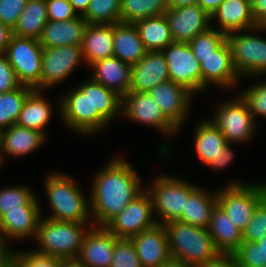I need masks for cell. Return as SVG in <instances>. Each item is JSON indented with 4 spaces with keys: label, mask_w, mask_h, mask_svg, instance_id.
<instances>
[{
    "label": "cell",
    "mask_w": 266,
    "mask_h": 267,
    "mask_svg": "<svg viewBox=\"0 0 266 267\" xmlns=\"http://www.w3.org/2000/svg\"><path fill=\"white\" fill-rule=\"evenodd\" d=\"M252 81L255 84H250L242 91L239 90L238 93L247 102L250 113L258 123L259 117L266 119V79L265 77H254Z\"/></svg>",
    "instance_id": "38"
},
{
    "label": "cell",
    "mask_w": 266,
    "mask_h": 267,
    "mask_svg": "<svg viewBox=\"0 0 266 267\" xmlns=\"http://www.w3.org/2000/svg\"><path fill=\"white\" fill-rule=\"evenodd\" d=\"M91 182L90 213L94 226L99 227H105L145 189L135 166L120 154L108 159Z\"/></svg>",
    "instance_id": "1"
},
{
    "label": "cell",
    "mask_w": 266,
    "mask_h": 267,
    "mask_svg": "<svg viewBox=\"0 0 266 267\" xmlns=\"http://www.w3.org/2000/svg\"><path fill=\"white\" fill-rule=\"evenodd\" d=\"M4 164H6V163H4L3 158H2V155H1V153H0V171H1V168H2L3 166H5Z\"/></svg>",
    "instance_id": "60"
},
{
    "label": "cell",
    "mask_w": 266,
    "mask_h": 267,
    "mask_svg": "<svg viewBox=\"0 0 266 267\" xmlns=\"http://www.w3.org/2000/svg\"><path fill=\"white\" fill-rule=\"evenodd\" d=\"M110 267H142L131 239H116Z\"/></svg>",
    "instance_id": "43"
},
{
    "label": "cell",
    "mask_w": 266,
    "mask_h": 267,
    "mask_svg": "<svg viewBox=\"0 0 266 267\" xmlns=\"http://www.w3.org/2000/svg\"><path fill=\"white\" fill-rule=\"evenodd\" d=\"M37 193L27 185L0 187V218L9 210L21 209L27 205Z\"/></svg>",
    "instance_id": "39"
},
{
    "label": "cell",
    "mask_w": 266,
    "mask_h": 267,
    "mask_svg": "<svg viewBox=\"0 0 266 267\" xmlns=\"http://www.w3.org/2000/svg\"><path fill=\"white\" fill-rule=\"evenodd\" d=\"M1 133H2V130L0 129V152H1Z\"/></svg>",
    "instance_id": "62"
},
{
    "label": "cell",
    "mask_w": 266,
    "mask_h": 267,
    "mask_svg": "<svg viewBox=\"0 0 266 267\" xmlns=\"http://www.w3.org/2000/svg\"><path fill=\"white\" fill-rule=\"evenodd\" d=\"M0 267H7V260L3 262L2 264H0Z\"/></svg>",
    "instance_id": "61"
},
{
    "label": "cell",
    "mask_w": 266,
    "mask_h": 267,
    "mask_svg": "<svg viewBox=\"0 0 266 267\" xmlns=\"http://www.w3.org/2000/svg\"><path fill=\"white\" fill-rule=\"evenodd\" d=\"M48 90L33 89L26 97L19 118L16 122L21 127L36 130L48 138L46 127L49 125L54 111L53 102L45 97Z\"/></svg>",
    "instance_id": "26"
},
{
    "label": "cell",
    "mask_w": 266,
    "mask_h": 267,
    "mask_svg": "<svg viewBox=\"0 0 266 267\" xmlns=\"http://www.w3.org/2000/svg\"><path fill=\"white\" fill-rule=\"evenodd\" d=\"M63 267H85L83 264L78 262L76 259L65 260L63 263Z\"/></svg>",
    "instance_id": "57"
},
{
    "label": "cell",
    "mask_w": 266,
    "mask_h": 267,
    "mask_svg": "<svg viewBox=\"0 0 266 267\" xmlns=\"http://www.w3.org/2000/svg\"><path fill=\"white\" fill-rule=\"evenodd\" d=\"M42 53L39 40L12 36L5 55L21 85L40 90Z\"/></svg>",
    "instance_id": "10"
},
{
    "label": "cell",
    "mask_w": 266,
    "mask_h": 267,
    "mask_svg": "<svg viewBox=\"0 0 266 267\" xmlns=\"http://www.w3.org/2000/svg\"><path fill=\"white\" fill-rule=\"evenodd\" d=\"M227 40V35L210 27L207 31L198 34L188 44L195 56H208L218 49Z\"/></svg>",
    "instance_id": "40"
},
{
    "label": "cell",
    "mask_w": 266,
    "mask_h": 267,
    "mask_svg": "<svg viewBox=\"0 0 266 267\" xmlns=\"http://www.w3.org/2000/svg\"><path fill=\"white\" fill-rule=\"evenodd\" d=\"M242 233L245 242H257L266 236V196L257 204L251 221Z\"/></svg>",
    "instance_id": "44"
},
{
    "label": "cell",
    "mask_w": 266,
    "mask_h": 267,
    "mask_svg": "<svg viewBox=\"0 0 266 267\" xmlns=\"http://www.w3.org/2000/svg\"><path fill=\"white\" fill-rule=\"evenodd\" d=\"M78 16H83L88 9L90 0H69Z\"/></svg>",
    "instance_id": "53"
},
{
    "label": "cell",
    "mask_w": 266,
    "mask_h": 267,
    "mask_svg": "<svg viewBox=\"0 0 266 267\" xmlns=\"http://www.w3.org/2000/svg\"><path fill=\"white\" fill-rule=\"evenodd\" d=\"M33 88L21 85L18 89L0 94V129L16 124L23 103Z\"/></svg>",
    "instance_id": "36"
},
{
    "label": "cell",
    "mask_w": 266,
    "mask_h": 267,
    "mask_svg": "<svg viewBox=\"0 0 266 267\" xmlns=\"http://www.w3.org/2000/svg\"><path fill=\"white\" fill-rule=\"evenodd\" d=\"M92 113H100L109 123L121 117L122 98L91 79Z\"/></svg>",
    "instance_id": "34"
},
{
    "label": "cell",
    "mask_w": 266,
    "mask_h": 267,
    "mask_svg": "<svg viewBox=\"0 0 266 267\" xmlns=\"http://www.w3.org/2000/svg\"><path fill=\"white\" fill-rule=\"evenodd\" d=\"M85 65L113 56V24H88L81 44Z\"/></svg>",
    "instance_id": "27"
},
{
    "label": "cell",
    "mask_w": 266,
    "mask_h": 267,
    "mask_svg": "<svg viewBox=\"0 0 266 267\" xmlns=\"http://www.w3.org/2000/svg\"><path fill=\"white\" fill-rule=\"evenodd\" d=\"M88 23L82 16L67 21L48 20L39 42L43 48L81 46Z\"/></svg>",
    "instance_id": "25"
},
{
    "label": "cell",
    "mask_w": 266,
    "mask_h": 267,
    "mask_svg": "<svg viewBox=\"0 0 266 267\" xmlns=\"http://www.w3.org/2000/svg\"><path fill=\"white\" fill-rule=\"evenodd\" d=\"M10 257L19 267H63L65 261L59 257L40 255L32 249L11 250Z\"/></svg>",
    "instance_id": "41"
},
{
    "label": "cell",
    "mask_w": 266,
    "mask_h": 267,
    "mask_svg": "<svg viewBox=\"0 0 266 267\" xmlns=\"http://www.w3.org/2000/svg\"><path fill=\"white\" fill-rule=\"evenodd\" d=\"M116 239L106 227L92 226L85 234L76 260L85 267H110Z\"/></svg>",
    "instance_id": "19"
},
{
    "label": "cell",
    "mask_w": 266,
    "mask_h": 267,
    "mask_svg": "<svg viewBox=\"0 0 266 267\" xmlns=\"http://www.w3.org/2000/svg\"><path fill=\"white\" fill-rule=\"evenodd\" d=\"M47 137L39 131L13 124L2 130L1 155L4 163L7 158H23L44 146Z\"/></svg>",
    "instance_id": "23"
},
{
    "label": "cell",
    "mask_w": 266,
    "mask_h": 267,
    "mask_svg": "<svg viewBox=\"0 0 266 267\" xmlns=\"http://www.w3.org/2000/svg\"><path fill=\"white\" fill-rule=\"evenodd\" d=\"M195 124L193 147L200 162L206 165L221 153L228 141L208 118H202Z\"/></svg>",
    "instance_id": "31"
},
{
    "label": "cell",
    "mask_w": 266,
    "mask_h": 267,
    "mask_svg": "<svg viewBox=\"0 0 266 267\" xmlns=\"http://www.w3.org/2000/svg\"><path fill=\"white\" fill-rule=\"evenodd\" d=\"M183 178L163 173L152 177L150 183L145 185L151 196L153 213L158 224L177 221L185 209L188 195L198 186Z\"/></svg>",
    "instance_id": "6"
},
{
    "label": "cell",
    "mask_w": 266,
    "mask_h": 267,
    "mask_svg": "<svg viewBox=\"0 0 266 267\" xmlns=\"http://www.w3.org/2000/svg\"><path fill=\"white\" fill-rule=\"evenodd\" d=\"M48 21L46 0H28L13 34L19 37L39 40Z\"/></svg>",
    "instance_id": "33"
},
{
    "label": "cell",
    "mask_w": 266,
    "mask_h": 267,
    "mask_svg": "<svg viewBox=\"0 0 266 267\" xmlns=\"http://www.w3.org/2000/svg\"><path fill=\"white\" fill-rule=\"evenodd\" d=\"M13 35V29L0 20V54H5Z\"/></svg>",
    "instance_id": "51"
},
{
    "label": "cell",
    "mask_w": 266,
    "mask_h": 267,
    "mask_svg": "<svg viewBox=\"0 0 266 267\" xmlns=\"http://www.w3.org/2000/svg\"><path fill=\"white\" fill-rule=\"evenodd\" d=\"M168 80L170 78L164 53L148 51L142 60L132 65L129 91L148 92Z\"/></svg>",
    "instance_id": "22"
},
{
    "label": "cell",
    "mask_w": 266,
    "mask_h": 267,
    "mask_svg": "<svg viewBox=\"0 0 266 267\" xmlns=\"http://www.w3.org/2000/svg\"><path fill=\"white\" fill-rule=\"evenodd\" d=\"M169 8H178L186 5L196 4L198 0H167Z\"/></svg>",
    "instance_id": "55"
},
{
    "label": "cell",
    "mask_w": 266,
    "mask_h": 267,
    "mask_svg": "<svg viewBox=\"0 0 266 267\" xmlns=\"http://www.w3.org/2000/svg\"><path fill=\"white\" fill-rule=\"evenodd\" d=\"M142 267H160L171 258L167 233L163 224H156L130 238Z\"/></svg>",
    "instance_id": "20"
},
{
    "label": "cell",
    "mask_w": 266,
    "mask_h": 267,
    "mask_svg": "<svg viewBox=\"0 0 266 267\" xmlns=\"http://www.w3.org/2000/svg\"><path fill=\"white\" fill-rule=\"evenodd\" d=\"M11 249L4 243L0 236V264L5 262L10 257Z\"/></svg>",
    "instance_id": "54"
},
{
    "label": "cell",
    "mask_w": 266,
    "mask_h": 267,
    "mask_svg": "<svg viewBox=\"0 0 266 267\" xmlns=\"http://www.w3.org/2000/svg\"><path fill=\"white\" fill-rule=\"evenodd\" d=\"M164 15L174 42L189 43L211 27V16L197 3L169 8Z\"/></svg>",
    "instance_id": "18"
},
{
    "label": "cell",
    "mask_w": 266,
    "mask_h": 267,
    "mask_svg": "<svg viewBox=\"0 0 266 267\" xmlns=\"http://www.w3.org/2000/svg\"><path fill=\"white\" fill-rule=\"evenodd\" d=\"M21 86L5 54H0V94Z\"/></svg>",
    "instance_id": "47"
},
{
    "label": "cell",
    "mask_w": 266,
    "mask_h": 267,
    "mask_svg": "<svg viewBox=\"0 0 266 267\" xmlns=\"http://www.w3.org/2000/svg\"><path fill=\"white\" fill-rule=\"evenodd\" d=\"M217 205V191H207L198 185L187 197L185 209L177 220L195 227L207 229L214 207Z\"/></svg>",
    "instance_id": "29"
},
{
    "label": "cell",
    "mask_w": 266,
    "mask_h": 267,
    "mask_svg": "<svg viewBox=\"0 0 266 267\" xmlns=\"http://www.w3.org/2000/svg\"><path fill=\"white\" fill-rule=\"evenodd\" d=\"M46 4L50 21H67L78 16L69 0H46Z\"/></svg>",
    "instance_id": "46"
},
{
    "label": "cell",
    "mask_w": 266,
    "mask_h": 267,
    "mask_svg": "<svg viewBox=\"0 0 266 267\" xmlns=\"http://www.w3.org/2000/svg\"><path fill=\"white\" fill-rule=\"evenodd\" d=\"M235 94L236 96L223 100L219 105L217 103L209 120L220 130L228 143L237 146L252 141L259 123L250 113L247 102L239 93Z\"/></svg>",
    "instance_id": "9"
},
{
    "label": "cell",
    "mask_w": 266,
    "mask_h": 267,
    "mask_svg": "<svg viewBox=\"0 0 266 267\" xmlns=\"http://www.w3.org/2000/svg\"><path fill=\"white\" fill-rule=\"evenodd\" d=\"M73 177L55 170L45 175L44 189L52 211L46 216L41 212V216L55 221L93 224L89 197Z\"/></svg>",
    "instance_id": "2"
},
{
    "label": "cell",
    "mask_w": 266,
    "mask_h": 267,
    "mask_svg": "<svg viewBox=\"0 0 266 267\" xmlns=\"http://www.w3.org/2000/svg\"><path fill=\"white\" fill-rule=\"evenodd\" d=\"M169 9L167 0H121V22L136 23L163 15Z\"/></svg>",
    "instance_id": "35"
},
{
    "label": "cell",
    "mask_w": 266,
    "mask_h": 267,
    "mask_svg": "<svg viewBox=\"0 0 266 267\" xmlns=\"http://www.w3.org/2000/svg\"><path fill=\"white\" fill-rule=\"evenodd\" d=\"M217 189V204L242 232L252 219L257 204L266 196L265 181L228 180Z\"/></svg>",
    "instance_id": "7"
},
{
    "label": "cell",
    "mask_w": 266,
    "mask_h": 267,
    "mask_svg": "<svg viewBox=\"0 0 266 267\" xmlns=\"http://www.w3.org/2000/svg\"><path fill=\"white\" fill-rule=\"evenodd\" d=\"M233 254L240 267H266V254L257 242L243 241Z\"/></svg>",
    "instance_id": "42"
},
{
    "label": "cell",
    "mask_w": 266,
    "mask_h": 267,
    "mask_svg": "<svg viewBox=\"0 0 266 267\" xmlns=\"http://www.w3.org/2000/svg\"><path fill=\"white\" fill-rule=\"evenodd\" d=\"M156 224L151 196L144 189L105 227L117 238L130 239Z\"/></svg>",
    "instance_id": "15"
},
{
    "label": "cell",
    "mask_w": 266,
    "mask_h": 267,
    "mask_svg": "<svg viewBox=\"0 0 266 267\" xmlns=\"http://www.w3.org/2000/svg\"><path fill=\"white\" fill-rule=\"evenodd\" d=\"M148 93L160 107L164 116L181 131L189 119L192 101L196 96L186 87L171 80L160 83Z\"/></svg>",
    "instance_id": "16"
},
{
    "label": "cell",
    "mask_w": 266,
    "mask_h": 267,
    "mask_svg": "<svg viewBox=\"0 0 266 267\" xmlns=\"http://www.w3.org/2000/svg\"><path fill=\"white\" fill-rule=\"evenodd\" d=\"M198 267H240L233 253H220L216 258Z\"/></svg>",
    "instance_id": "49"
},
{
    "label": "cell",
    "mask_w": 266,
    "mask_h": 267,
    "mask_svg": "<svg viewBox=\"0 0 266 267\" xmlns=\"http://www.w3.org/2000/svg\"><path fill=\"white\" fill-rule=\"evenodd\" d=\"M257 243L262 246L265 254H266V236L263 237L261 240L257 241Z\"/></svg>",
    "instance_id": "58"
},
{
    "label": "cell",
    "mask_w": 266,
    "mask_h": 267,
    "mask_svg": "<svg viewBox=\"0 0 266 267\" xmlns=\"http://www.w3.org/2000/svg\"><path fill=\"white\" fill-rule=\"evenodd\" d=\"M207 230L221 253H234L243 242L242 231L218 204L212 211Z\"/></svg>",
    "instance_id": "30"
},
{
    "label": "cell",
    "mask_w": 266,
    "mask_h": 267,
    "mask_svg": "<svg viewBox=\"0 0 266 267\" xmlns=\"http://www.w3.org/2000/svg\"><path fill=\"white\" fill-rule=\"evenodd\" d=\"M251 5L256 25L266 27V0H251Z\"/></svg>",
    "instance_id": "50"
},
{
    "label": "cell",
    "mask_w": 266,
    "mask_h": 267,
    "mask_svg": "<svg viewBox=\"0 0 266 267\" xmlns=\"http://www.w3.org/2000/svg\"><path fill=\"white\" fill-rule=\"evenodd\" d=\"M88 24H115L121 22V0H90L82 16Z\"/></svg>",
    "instance_id": "37"
},
{
    "label": "cell",
    "mask_w": 266,
    "mask_h": 267,
    "mask_svg": "<svg viewBox=\"0 0 266 267\" xmlns=\"http://www.w3.org/2000/svg\"><path fill=\"white\" fill-rule=\"evenodd\" d=\"M84 63L81 46H60L43 48L40 90H50L59 86L74 73L76 67Z\"/></svg>",
    "instance_id": "14"
},
{
    "label": "cell",
    "mask_w": 266,
    "mask_h": 267,
    "mask_svg": "<svg viewBox=\"0 0 266 267\" xmlns=\"http://www.w3.org/2000/svg\"><path fill=\"white\" fill-rule=\"evenodd\" d=\"M7 267H19L12 259L9 257L7 259Z\"/></svg>",
    "instance_id": "59"
},
{
    "label": "cell",
    "mask_w": 266,
    "mask_h": 267,
    "mask_svg": "<svg viewBox=\"0 0 266 267\" xmlns=\"http://www.w3.org/2000/svg\"><path fill=\"white\" fill-rule=\"evenodd\" d=\"M121 117L130 122L156 129L163 138H174L181 134L164 116L160 107L148 92L129 91L122 97ZM170 137V138H169Z\"/></svg>",
    "instance_id": "11"
},
{
    "label": "cell",
    "mask_w": 266,
    "mask_h": 267,
    "mask_svg": "<svg viewBox=\"0 0 266 267\" xmlns=\"http://www.w3.org/2000/svg\"><path fill=\"white\" fill-rule=\"evenodd\" d=\"M134 24L148 51H163L169 44L174 42L170 26L164 14L142 19Z\"/></svg>",
    "instance_id": "32"
},
{
    "label": "cell",
    "mask_w": 266,
    "mask_h": 267,
    "mask_svg": "<svg viewBox=\"0 0 266 267\" xmlns=\"http://www.w3.org/2000/svg\"><path fill=\"white\" fill-rule=\"evenodd\" d=\"M28 0H0V20L14 29Z\"/></svg>",
    "instance_id": "45"
},
{
    "label": "cell",
    "mask_w": 266,
    "mask_h": 267,
    "mask_svg": "<svg viewBox=\"0 0 266 267\" xmlns=\"http://www.w3.org/2000/svg\"><path fill=\"white\" fill-rule=\"evenodd\" d=\"M262 34V35H261ZM266 27L256 26L227 35L234 68L243 80L266 76ZM250 78V79H249Z\"/></svg>",
    "instance_id": "8"
},
{
    "label": "cell",
    "mask_w": 266,
    "mask_h": 267,
    "mask_svg": "<svg viewBox=\"0 0 266 267\" xmlns=\"http://www.w3.org/2000/svg\"><path fill=\"white\" fill-rule=\"evenodd\" d=\"M147 52L135 24L123 22L113 24L114 56L133 65L142 60Z\"/></svg>",
    "instance_id": "28"
},
{
    "label": "cell",
    "mask_w": 266,
    "mask_h": 267,
    "mask_svg": "<svg viewBox=\"0 0 266 267\" xmlns=\"http://www.w3.org/2000/svg\"><path fill=\"white\" fill-rule=\"evenodd\" d=\"M195 57L200 63L202 88L205 91L210 89L212 85L221 90L223 89V92L239 88L237 84H241L242 79L234 68L232 49L228 40L216 49L213 54Z\"/></svg>",
    "instance_id": "13"
},
{
    "label": "cell",
    "mask_w": 266,
    "mask_h": 267,
    "mask_svg": "<svg viewBox=\"0 0 266 267\" xmlns=\"http://www.w3.org/2000/svg\"><path fill=\"white\" fill-rule=\"evenodd\" d=\"M63 93L55 107L67 130L86 139L108 129L110 123L100 113H92L90 77Z\"/></svg>",
    "instance_id": "3"
},
{
    "label": "cell",
    "mask_w": 266,
    "mask_h": 267,
    "mask_svg": "<svg viewBox=\"0 0 266 267\" xmlns=\"http://www.w3.org/2000/svg\"><path fill=\"white\" fill-rule=\"evenodd\" d=\"M160 267H195V266L187 264L186 262H184L182 260H178V259H175V258H170L168 261H166Z\"/></svg>",
    "instance_id": "56"
},
{
    "label": "cell",
    "mask_w": 266,
    "mask_h": 267,
    "mask_svg": "<svg viewBox=\"0 0 266 267\" xmlns=\"http://www.w3.org/2000/svg\"><path fill=\"white\" fill-rule=\"evenodd\" d=\"M39 198L36 195L27 205L21 206V209L9 210L0 218V236L10 249V240H35L43 212Z\"/></svg>",
    "instance_id": "17"
},
{
    "label": "cell",
    "mask_w": 266,
    "mask_h": 267,
    "mask_svg": "<svg viewBox=\"0 0 266 267\" xmlns=\"http://www.w3.org/2000/svg\"><path fill=\"white\" fill-rule=\"evenodd\" d=\"M232 145L234 144L228 143L226 147L221 150V153L216 158L211 159L205 166L215 171L227 168L234 162V158L236 157Z\"/></svg>",
    "instance_id": "48"
},
{
    "label": "cell",
    "mask_w": 266,
    "mask_h": 267,
    "mask_svg": "<svg viewBox=\"0 0 266 267\" xmlns=\"http://www.w3.org/2000/svg\"><path fill=\"white\" fill-rule=\"evenodd\" d=\"M132 65L123 62L116 56L107 57L91 64L90 78L114 91L121 98L129 92Z\"/></svg>",
    "instance_id": "24"
},
{
    "label": "cell",
    "mask_w": 266,
    "mask_h": 267,
    "mask_svg": "<svg viewBox=\"0 0 266 267\" xmlns=\"http://www.w3.org/2000/svg\"><path fill=\"white\" fill-rule=\"evenodd\" d=\"M162 52L171 81L186 87L195 96L205 91L202 88L200 63L188 43L173 42Z\"/></svg>",
    "instance_id": "12"
},
{
    "label": "cell",
    "mask_w": 266,
    "mask_h": 267,
    "mask_svg": "<svg viewBox=\"0 0 266 267\" xmlns=\"http://www.w3.org/2000/svg\"><path fill=\"white\" fill-rule=\"evenodd\" d=\"M210 16L211 27L225 35L257 26L251 0H224Z\"/></svg>",
    "instance_id": "21"
},
{
    "label": "cell",
    "mask_w": 266,
    "mask_h": 267,
    "mask_svg": "<svg viewBox=\"0 0 266 267\" xmlns=\"http://www.w3.org/2000/svg\"><path fill=\"white\" fill-rule=\"evenodd\" d=\"M94 224L55 221L41 216L32 250L40 255L76 259L85 234Z\"/></svg>",
    "instance_id": "4"
},
{
    "label": "cell",
    "mask_w": 266,
    "mask_h": 267,
    "mask_svg": "<svg viewBox=\"0 0 266 267\" xmlns=\"http://www.w3.org/2000/svg\"><path fill=\"white\" fill-rule=\"evenodd\" d=\"M224 0H198L200 5L209 15H211Z\"/></svg>",
    "instance_id": "52"
},
{
    "label": "cell",
    "mask_w": 266,
    "mask_h": 267,
    "mask_svg": "<svg viewBox=\"0 0 266 267\" xmlns=\"http://www.w3.org/2000/svg\"><path fill=\"white\" fill-rule=\"evenodd\" d=\"M163 226L167 233L171 258L198 267L221 253L207 229L180 221H170Z\"/></svg>",
    "instance_id": "5"
}]
</instances>
